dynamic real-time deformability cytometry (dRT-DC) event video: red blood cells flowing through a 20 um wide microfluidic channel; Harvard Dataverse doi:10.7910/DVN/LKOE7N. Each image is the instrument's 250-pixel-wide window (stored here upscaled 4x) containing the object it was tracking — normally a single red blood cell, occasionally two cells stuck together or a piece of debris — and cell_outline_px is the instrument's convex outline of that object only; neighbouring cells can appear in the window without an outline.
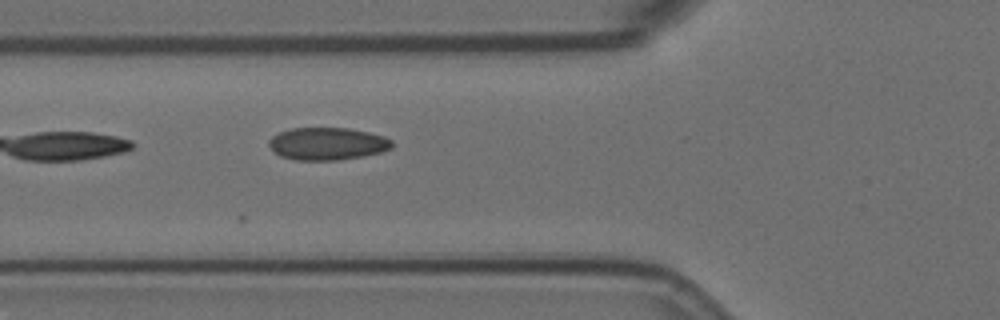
{"species": "Egyptian fruit bat (a non-hibernating species)", "species_latin": "Rousettus aegyptiacus", "temperature_condition": "room temperature", "stored_images_in_passage": 22, "camera_frame_rate_fps": 3000, "um_per_image_px": 0.085, "animal": {"sex": "female"}, "frame": {"image": 1, "passage_image": 3, "time_ms": 0.667, "image_size_px": [1000, 320], "cell_outline_px": [[392, 148], [380, 152], [364, 156], [336, 160], [296, 160], [280, 156], [268, 144], [268, 140], [272, 136], [280, 132], [292, 128], [348, 128], [368, 132], [384, 136], [392, 140]], "centroid_in_image_um": [27.83, 12.21], "position_along_channel_um": 98.0, "area_um2": 23.24}}
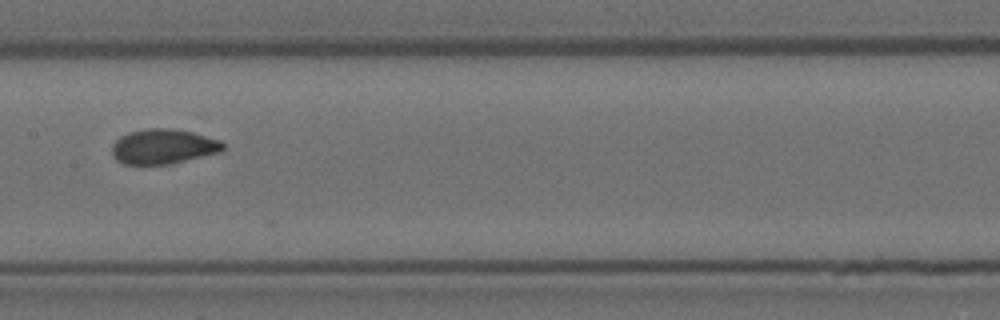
{"frame": {"image": 2, "passage_image": 11, "time_ms": 3.333, "image_size_px": [1000, 320], "cell_outline_px": [[224, 148], [220, 152], [168, 164], [124, 164], [116, 160], [112, 156], [112, 144], [120, 136], [128, 132], [148, 128], [172, 128], [192, 132], [220, 140], [224, 144]], "centroid_in_image_um": [13.84, 12.44], "position_along_channel_um": 193.6, "area_um2": 22.54}}